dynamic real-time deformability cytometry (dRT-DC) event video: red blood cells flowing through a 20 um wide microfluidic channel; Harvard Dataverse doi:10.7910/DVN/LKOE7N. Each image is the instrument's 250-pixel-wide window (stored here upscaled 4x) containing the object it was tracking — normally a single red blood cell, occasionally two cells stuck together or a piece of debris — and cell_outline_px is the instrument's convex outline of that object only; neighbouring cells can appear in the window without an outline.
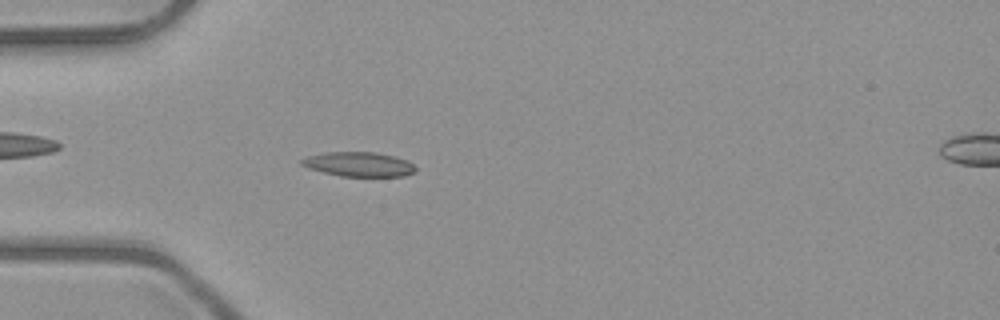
{"species": "common noctule bat (a hibernating species)", "species_latin": "Nyctalus noctula", "temperature_condition": "room temperature", "stored_images_in_passage": 47, "camera_frame_rate_fps": 3000, "um_per_image_px": 0.085, "animal": {"sex": "male", "body_mass_g": 23.1, "forearm_length_mm": 52.7}, "frame": {"image": 1, "passage_image": 11, "time_ms": 3.333, "image_size_px": [1000, 320], "cell_outline_px": [[416, 168], [412, 172], [404, 176], [340, 176], [308, 168], [300, 164], [300, 160], [308, 156], [324, 152], [376, 152], [396, 156], [408, 160]], "centroid_in_image_um": [30.49, 13.95], "position_along_channel_um": 54.5, "area_um2": 16.24}}
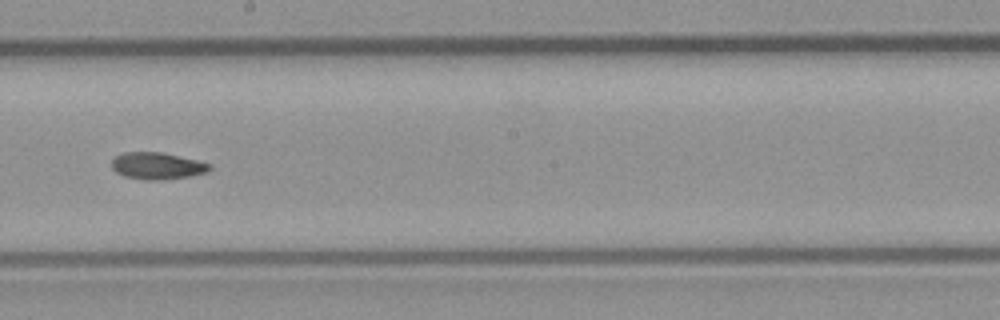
{"frame": {"image": 2, "passage_image": 25, "time_ms": 8.0, "image_size_px": [1000, 320], "cell_outline_px": [[212, 168], [208, 172], [188, 176], [164, 180], [148, 180], [124, 176], [116, 172], [112, 168], [112, 160], [116, 156], [124, 152], [160, 152], [196, 160], [212, 164]], "centroid_in_image_um": [13.37, 14.1], "position_along_channel_um": 234.8, "area_um2": 15.26}}
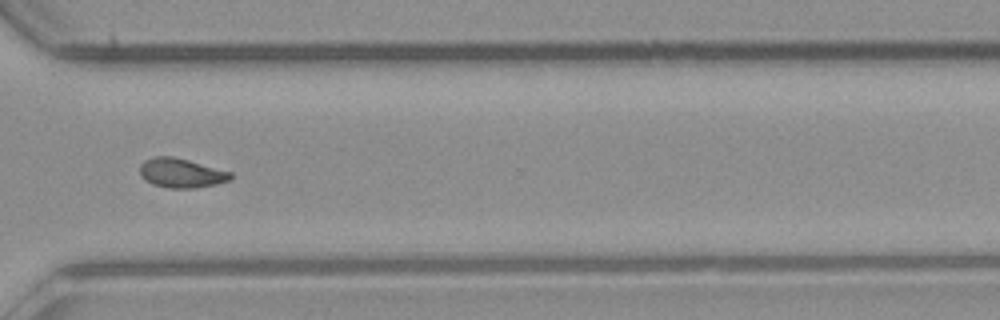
{"frame": {"image": 3, "passage_image": 34, "time_ms": 11.0, "image_size_px": [1000, 320], "cell_outline_px": [[232, 180], [216, 184], [196, 188], [168, 188], [152, 184], [144, 180], [140, 176], [140, 164], [144, 160], [152, 156], [172, 156], [188, 160], [232, 172]], "centroid_in_image_um": [15.39, 14.71], "position_along_channel_um": 355.2, "area_um2": 15.72}}